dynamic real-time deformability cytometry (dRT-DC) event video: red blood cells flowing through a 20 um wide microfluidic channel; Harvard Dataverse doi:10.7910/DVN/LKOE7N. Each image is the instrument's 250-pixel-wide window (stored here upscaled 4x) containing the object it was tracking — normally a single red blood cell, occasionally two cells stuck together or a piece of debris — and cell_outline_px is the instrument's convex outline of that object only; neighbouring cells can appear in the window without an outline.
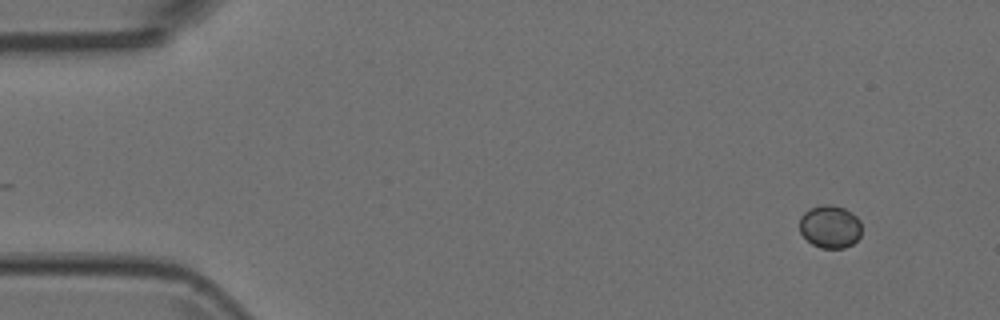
{"species": "Egyptian fruit bat (a non-hibernating species)", "species_latin": "Rousettus aegyptiacus", "temperature_condition": "room temperature", "stored_images_in_passage": 4, "camera_frame_rate_fps": 3000, "um_per_image_px": 0.085, "animal": {"sex": "female"}, "frame": {"image": 1, "passage_image": 1, "time_ms": 0.0, "image_size_px": [1000, 320], "cell_outline_px": [[860, 236], [852, 244], [844, 248], [820, 248], [812, 244], [800, 232], [800, 216], [808, 208], [820, 204], [832, 204], [844, 208], [852, 212], [860, 220]], "centroid_in_image_um": [70.54, 19.24], "position_along_channel_um": 14.5, "area_um2": 15.66}}